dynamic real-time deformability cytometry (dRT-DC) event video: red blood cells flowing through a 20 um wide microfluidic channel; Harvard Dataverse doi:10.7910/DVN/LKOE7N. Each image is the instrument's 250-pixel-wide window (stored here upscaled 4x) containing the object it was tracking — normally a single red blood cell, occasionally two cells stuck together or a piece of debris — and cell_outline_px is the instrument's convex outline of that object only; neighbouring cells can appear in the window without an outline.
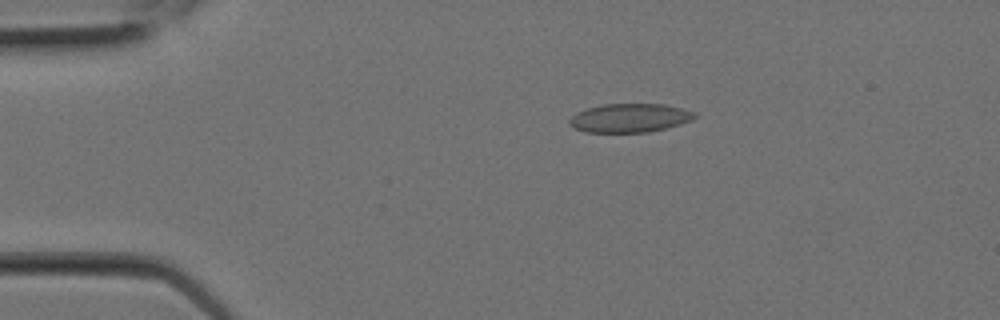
{"species": "Egyptian fruit bat (a non-hibernating species)", "species_latin": "Rousettus aegyptiacus", "temperature_condition": "room temperature", "stored_images_in_passage": 10, "camera_frame_rate_fps": 3000, "um_per_image_px": 0.085, "animal": {"sex": "female"}, "frame": {"image": 1, "passage_image": 4, "time_ms": 1.0, "image_size_px": [1000, 320], "cell_outline_px": [[696, 116], [692, 120], [680, 124], [648, 132], [584, 132], [568, 124], [568, 120], [576, 112], [588, 108], [604, 104], [664, 104], [696, 112]], "centroid_in_image_um": [53.51, 10.02], "position_along_channel_um": 31.5, "area_um2": 20.87}}
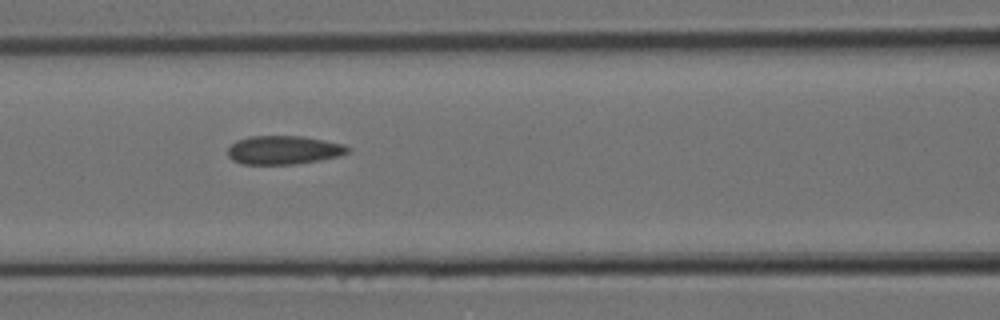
{"frame": {"image": 2, "passage_image": 9, "time_ms": 2.667, "image_size_px": [1000, 320], "cell_outline_px": [[352, 148], [348, 152], [340, 156], [320, 160], [296, 164], [244, 164], [232, 160], [228, 156], [228, 148], [236, 140], [248, 136], [304, 136], [344, 144]], "centroid_in_image_um": [24.13, 12.75], "position_along_channel_um": 142.5, "area_um2": 20.17}}
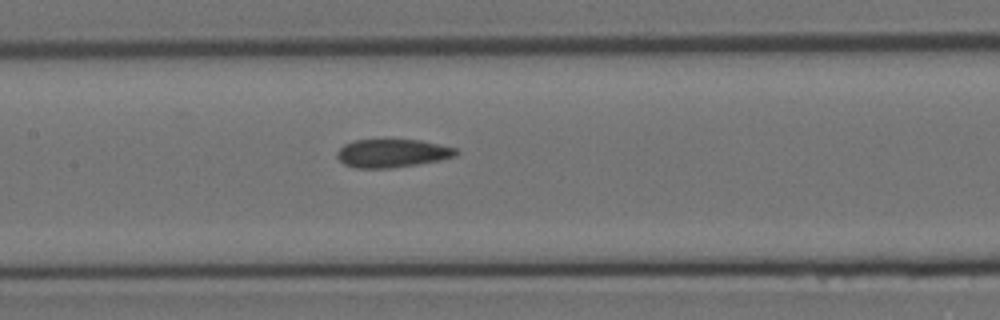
{"frame": {"image": 3, "passage_image": 10, "time_ms": 3.0, "image_size_px": [1000, 320], "cell_outline_px": [[460, 152], [456, 156], [440, 160], [392, 168], [356, 168], [344, 164], [336, 156], [336, 152], [344, 144], [352, 140], [420, 140], [456, 148]], "centroid_in_image_um": [33.33, 13.02], "position_along_channel_um": 174.1, "area_um2": 19.59}}